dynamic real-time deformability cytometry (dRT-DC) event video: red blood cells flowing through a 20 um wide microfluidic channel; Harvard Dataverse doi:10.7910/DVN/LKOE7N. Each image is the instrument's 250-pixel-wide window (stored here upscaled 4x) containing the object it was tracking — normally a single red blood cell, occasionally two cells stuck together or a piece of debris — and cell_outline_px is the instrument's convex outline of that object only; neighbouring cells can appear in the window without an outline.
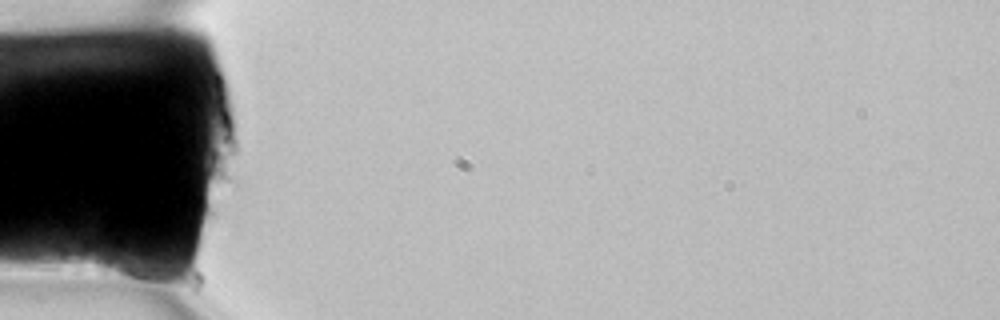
{"species": "common noctule bat (a hibernating species)", "species_latin": "Nyctalus noctula", "temperature_condition": "room temperature", "stored_images_in_passage": 2, "camera_frame_rate_fps": 3000, "um_per_image_px": 0.085, "animal": {"sex": "female", "body_mass_g": 22.7, "forearm_length_mm": 54.2}, "frame": {"image": 1, "passage_image": 1, "time_ms": 0.0, "image_size_px": [1000, 320], "cell_outline_px": [[164, 276], [140, 280], [100, 272], [96, 268], [96, 244], [144, 256]], "centroid_in_image_um": [10.59, 22.44], "position_along_channel_um": 74.4, "area_um2": 10.64}}